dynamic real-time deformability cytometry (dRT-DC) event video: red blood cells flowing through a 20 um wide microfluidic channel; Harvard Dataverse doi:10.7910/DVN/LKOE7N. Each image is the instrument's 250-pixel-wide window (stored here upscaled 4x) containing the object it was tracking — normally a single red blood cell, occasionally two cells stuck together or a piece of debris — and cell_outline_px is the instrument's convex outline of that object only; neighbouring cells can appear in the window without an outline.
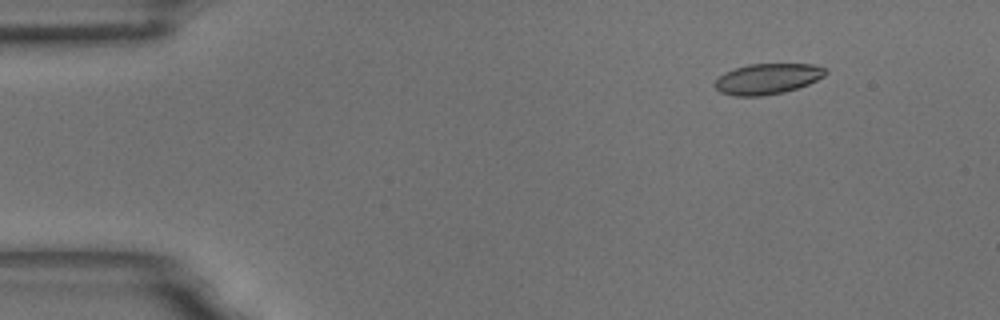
{"species": "common noctule bat (a hibernating species)", "species_latin": "Nyctalus noctula", "temperature_condition": "room temperature", "stored_images_in_passage": 6, "camera_frame_rate_fps": 3000, "um_per_image_px": 0.085, "animal": {"sex": "male", "body_mass_g": 18.8}, "frame": {"image": 1, "passage_image": 2, "time_ms": 0.333, "image_size_px": [1000, 320], "cell_outline_px": [[828, 72], [824, 76], [808, 84], [784, 92], [760, 96], [736, 96], [720, 92], [712, 84], [724, 72], [748, 64], [812, 64], [828, 68]], "centroid_in_image_um": [65.24, 6.69], "position_along_channel_um": 19.8, "area_um2": 19.77}}
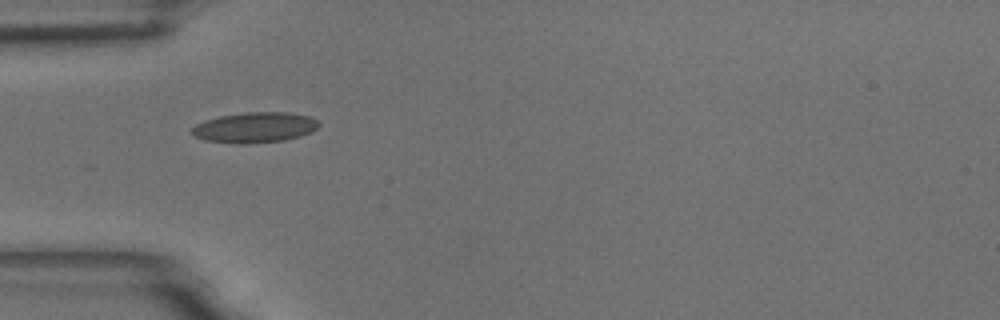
{"frame": {"image": 2, "passage_image": 5, "time_ms": 1.333, "image_size_px": [1000, 320], "cell_outline_px": [[320, 124], [312, 132], [300, 136], [284, 140], [248, 144], [244, 144], [204, 140], [192, 136], [192, 128], [196, 124], [204, 120], [220, 116], [244, 112], [288, 112], [308, 116], [316, 120]], "centroid_in_image_um": [21.64, 10.83], "position_along_channel_um": 63.4, "area_um2": 22.54}}